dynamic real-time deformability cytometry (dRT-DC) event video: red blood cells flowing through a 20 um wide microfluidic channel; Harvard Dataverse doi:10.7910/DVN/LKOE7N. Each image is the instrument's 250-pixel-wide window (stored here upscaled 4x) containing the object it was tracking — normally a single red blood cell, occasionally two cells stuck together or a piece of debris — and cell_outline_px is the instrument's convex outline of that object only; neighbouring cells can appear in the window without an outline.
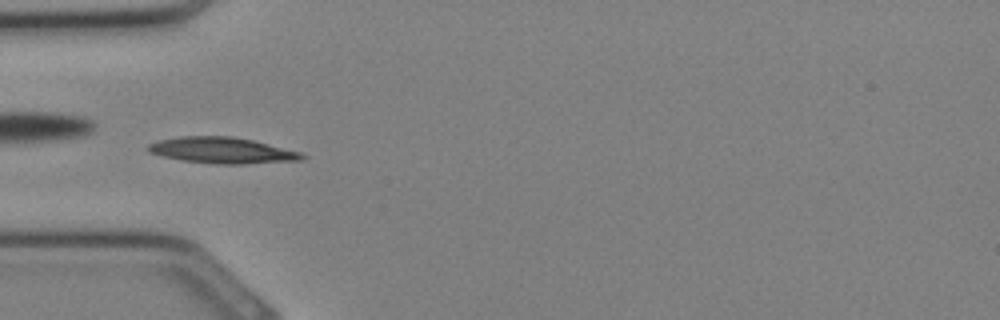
{"species": "Egyptian fruit bat (a non-hibernating species)", "species_latin": "Rousettus aegyptiacus", "temperature_condition": "cold", "stored_images_in_passage": 32, "camera_frame_rate_fps": 3000, "um_per_image_px": 0.085, "animal": {"sex": "female"}, "frame": {"image": 1, "passage_image": 10, "time_ms": 3.0, "image_size_px": [1000, 320], "cell_outline_px": [[308, 156], [304, 160], [244, 164], [216, 164], [180, 160], [148, 152], [144, 148], [148, 144], [160, 140], [180, 136], [232, 136], [252, 140], [300, 152]], "centroid_in_image_um": [18.87, 12.79], "position_along_channel_um": 66.1, "area_um2": 23.47}}
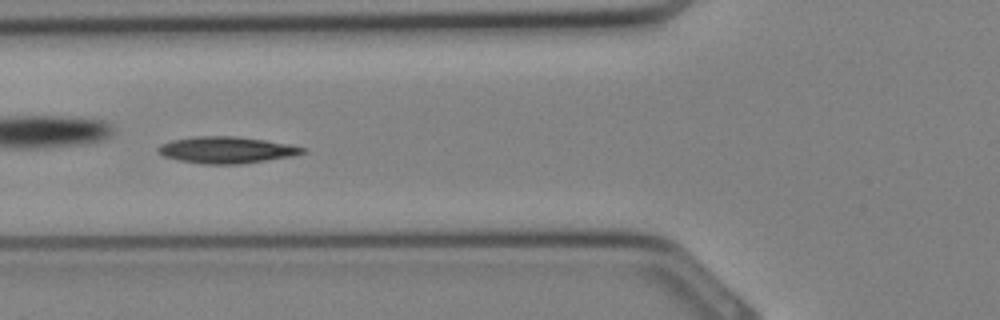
{"frame": {"image": 2, "passage_image": 12, "time_ms": 3.667, "image_size_px": [1000, 320], "cell_outline_px": [[308, 152], [292, 156], [240, 164], [204, 164], [180, 160], [164, 156], [156, 152], [156, 148], [160, 144], [172, 140], [196, 136], [236, 136], [292, 144], [308, 148]], "centroid_in_image_um": [19.28, 12.74], "position_along_channel_um": 106.5, "area_um2": 22.54}}